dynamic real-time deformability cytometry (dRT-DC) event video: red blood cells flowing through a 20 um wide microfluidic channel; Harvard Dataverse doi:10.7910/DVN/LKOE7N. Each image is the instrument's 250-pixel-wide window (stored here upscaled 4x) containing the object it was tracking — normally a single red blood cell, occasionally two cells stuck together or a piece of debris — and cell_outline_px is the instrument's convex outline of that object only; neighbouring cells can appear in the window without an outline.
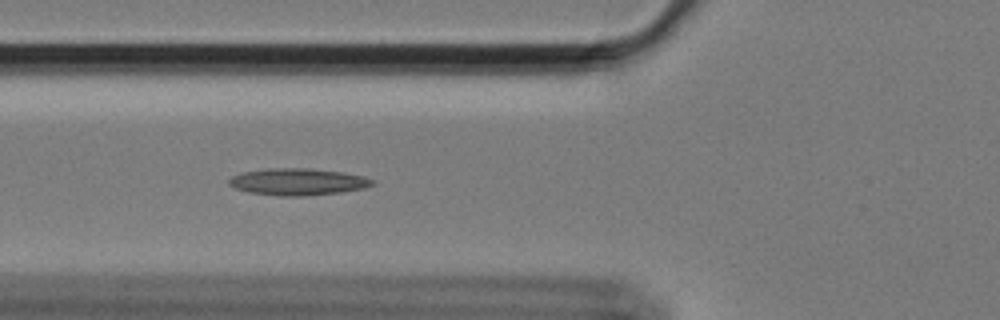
{"species": "Egyptian fruit bat (a non-hibernating species)", "species_latin": "Rousettus aegyptiacus", "temperature_condition": "cold", "stored_images_in_passage": 56, "camera_frame_rate_fps": 3000, "um_per_image_px": 0.085, "animal": {"sex": "female"}, "frame": {"image": 1, "passage_image": 19, "time_ms": 6.0, "image_size_px": [1000, 320], "cell_outline_px": [[376, 184], [364, 188], [340, 192], [304, 196], [280, 196], [248, 192], [236, 188], [228, 184], [228, 180], [232, 176], [244, 172], [268, 168], [308, 168], [344, 172], [364, 176], [376, 180]], "centroid_in_image_um": [25.36, 15.45], "position_along_channel_um": 100.4, "area_um2": 22.54}}
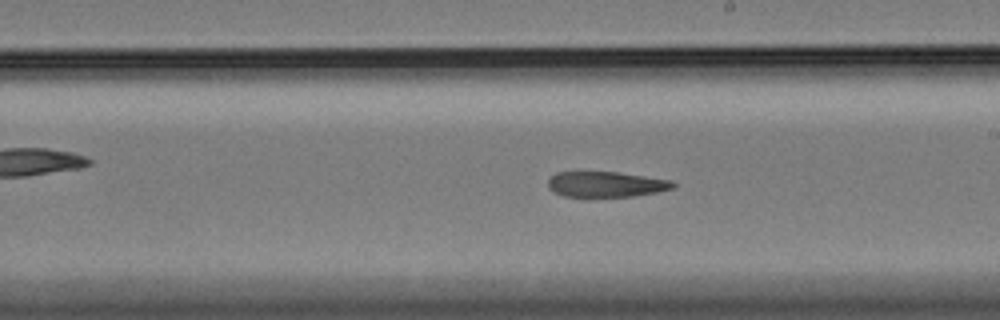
{"frame": {"image": 2, "passage_image": 31, "time_ms": 10.0, "image_size_px": [1000, 320], "cell_outline_px": [[676, 184], [672, 188], [656, 192], [632, 196], [564, 196], [548, 188], [548, 180], [556, 172], [616, 172], [672, 180]], "centroid_in_image_um": [51.5, 15.65], "position_along_channel_um": 237.5, "area_um2": 18.26}}
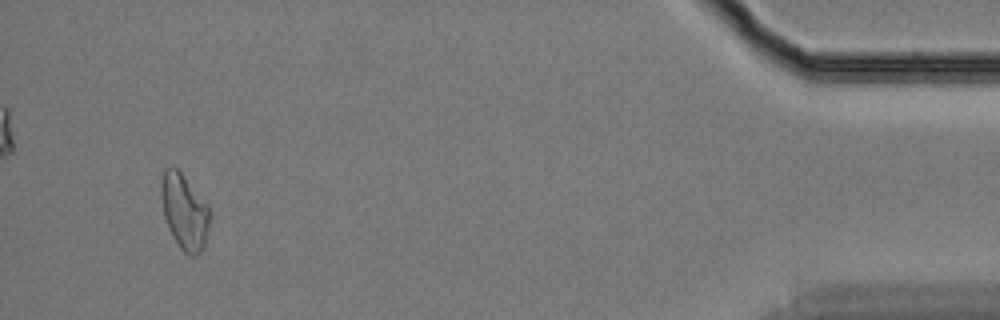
{"frame": {"image": 3, "passage_image": 53, "time_ms": 17.333, "image_size_px": [1000, 320], "cell_outline_px": [[208, 228], [204, 244], [200, 252], [196, 256], [188, 256], [180, 248], [172, 236], [164, 216], [160, 196], [160, 184], [164, 168], [176, 168], [180, 172], [208, 204]], "centroid_in_image_um": [15.64, 18.0], "position_along_channel_um": 419.6, "area_um2": 21.1}}